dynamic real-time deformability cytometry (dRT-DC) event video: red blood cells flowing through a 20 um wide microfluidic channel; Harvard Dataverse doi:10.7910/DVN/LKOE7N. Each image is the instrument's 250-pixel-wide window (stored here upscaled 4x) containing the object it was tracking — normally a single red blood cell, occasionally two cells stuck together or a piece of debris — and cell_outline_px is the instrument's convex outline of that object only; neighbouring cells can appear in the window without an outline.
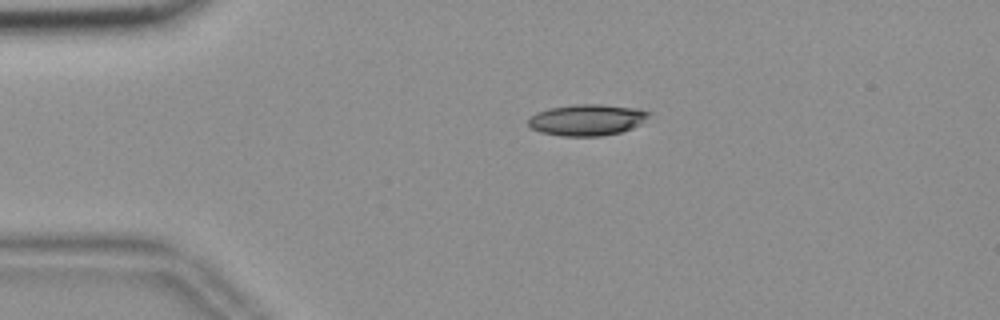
{"species": "common noctule bat (a hibernating species)", "species_latin": "Nyctalus noctula", "temperature_condition": "room temperature", "stored_images_in_passage": 44, "camera_frame_rate_fps": 3000, "um_per_image_px": 0.085, "animal": {"sex": "female", "body_mass_g": 18.4}, "frame": {"image": 1, "passage_image": 1, "time_ms": 0.0, "image_size_px": [1000, 320], "cell_outline_px": [[648, 116], [640, 124], [632, 128], [620, 132], [600, 136], [560, 136], [540, 132], [532, 128], [528, 124], [528, 116], [536, 112], [548, 108], [576, 104], [600, 104], [640, 108], [648, 112]], "centroid_in_image_um": [49.85, 10.18], "position_along_channel_um": 35.1, "area_um2": 22.08}}
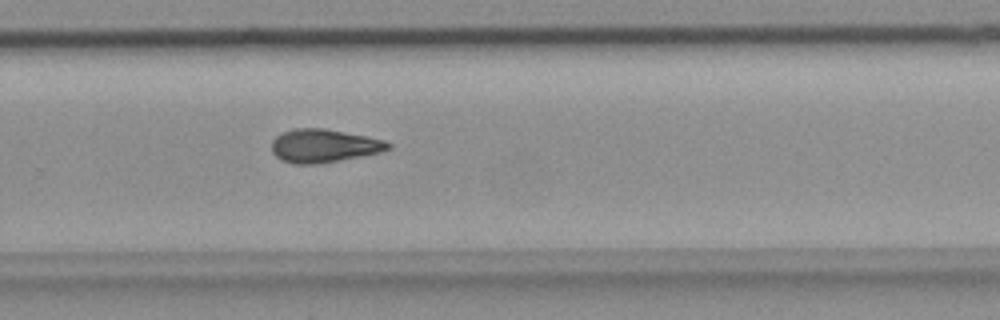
{"frame": {"image": 2, "passage_image": 26, "time_ms": 8.333, "image_size_px": [1000, 320], "cell_outline_px": [[392, 148], [380, 152], [316, 164], [292, 164], [280, 160], [272, 152], [272, 140], [276, 136], [292, 128], [324, 128], [368, 136], [384, 140], [392, 144]], "centroid_in_image_um": [27.51, 12.38], "position_along_channel_um": 302.3, "area_um2": 22.6}}
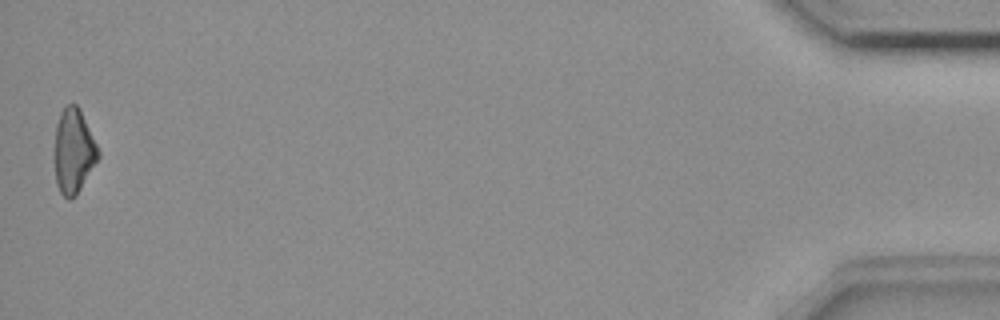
{"frame": {"image": 3, "passage_image": 44, "time_ms": 14.333, "image_size_px": [1000, 320], "cell_outline_px": [[100, 156], [76, 196], [68, 200], [60, 192], [56, 184], [52, 152], [56, 124], [60, 112], [68, 104], [76, 104], [80, 108], [100, 152]], "centroid_in_image_um": [6.21, 12.85], "position_along_channel_um": 429.0, "area_um2": 22.08}, "authors_computed_cell_mechanics": {"area_um2": 22.253, "velocity_mm_per_s": 3.6903, "shape_relaxation_time_tau1_ms": 7.857, "shape_relaxation_time_tau2_ms": 9.9606, "deformation_change_tau1": 0.1784, "deformation_change_tau2": 0.2069}}